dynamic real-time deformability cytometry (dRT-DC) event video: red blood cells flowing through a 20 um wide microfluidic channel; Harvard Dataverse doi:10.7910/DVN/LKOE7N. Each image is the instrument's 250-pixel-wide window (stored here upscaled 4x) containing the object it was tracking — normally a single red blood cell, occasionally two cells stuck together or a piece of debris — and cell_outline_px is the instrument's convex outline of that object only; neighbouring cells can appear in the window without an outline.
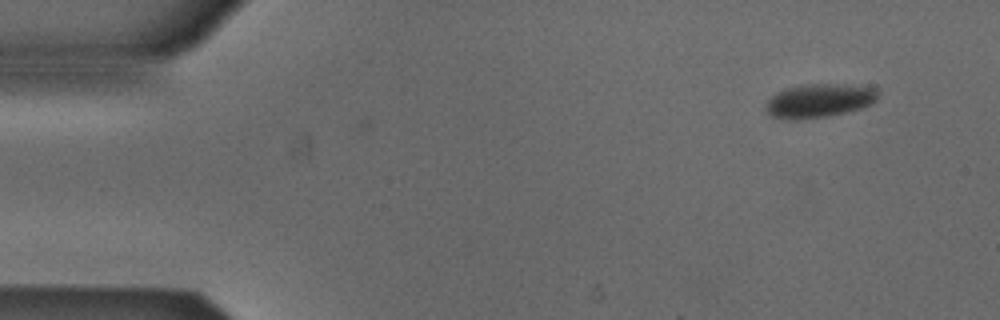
{"species": "Egyptian fruit bat (a non-hibernating species)", "species_latin": "Rousettus aegyptiacus", "temperature_condition": "cold", "stored_images_in_passage": 6, "camera_frame_rate_fps": 3000, "um_per_image_px": 0.085, "animal": {"sex": "male"}, "frame": {"image": 1, "passage_image": 6, "time_ms": 1.667, "image_size_px": [1000, 320], "cell_outline_px": [[880, 96], [872, 104], [860, 108], [828, 116], [796, 120], [792, 120], [772, 116], [764, 108], [768, 100], [776, 92], [788, 88], [812, 84], [832, 84], [876, 88], [880, 92]], "centroid_in_image_um": [69.64, 8.56], "position_along_channel_um": 15.4, "area_um2": 21.79}}